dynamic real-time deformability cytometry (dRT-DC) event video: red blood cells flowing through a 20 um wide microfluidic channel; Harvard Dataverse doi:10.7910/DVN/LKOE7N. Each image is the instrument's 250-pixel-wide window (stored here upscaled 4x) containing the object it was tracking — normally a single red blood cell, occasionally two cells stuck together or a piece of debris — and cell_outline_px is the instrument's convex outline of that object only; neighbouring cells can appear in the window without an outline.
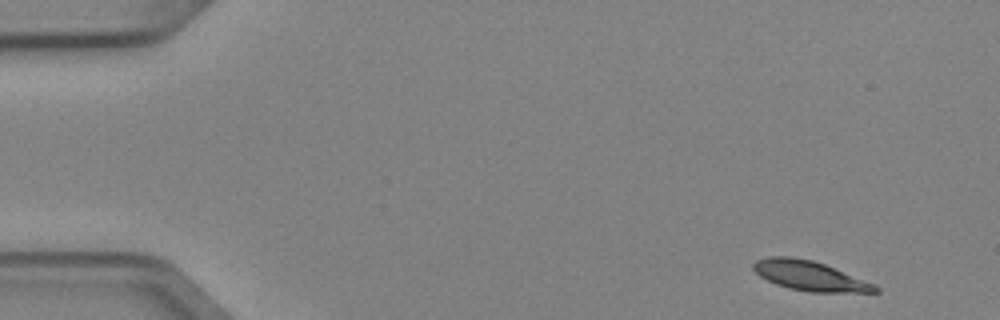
{"species": "Egyptian fruit bat (a non-hibernating species)", "species_latin": "Rousettus aegyptiacus", "temperature_condition": "cold", "stored_images_in_passage": 4, "camera_frame_rate_fps": 3000, "um_per_image_px": 0.085, "animal": {"sex": "female"}, "frame": {"image": 1, "passage_image": 1, "time_ms": 0.0, "image_size_px": [1000, 320], "cell_outline_px": [[880, 292], [808, 292], [788, 288], [776, 284], [760, 276], [752, 268], [752, 264], [756, 260], [768, 256], [792, 256], [812, 260], [824, 264], [876, 284], [880, 288]], "centroid_in_image_um": [68.83, 23.44], "position_along_channel_um": 16.2, "area_um2": 21.15}}